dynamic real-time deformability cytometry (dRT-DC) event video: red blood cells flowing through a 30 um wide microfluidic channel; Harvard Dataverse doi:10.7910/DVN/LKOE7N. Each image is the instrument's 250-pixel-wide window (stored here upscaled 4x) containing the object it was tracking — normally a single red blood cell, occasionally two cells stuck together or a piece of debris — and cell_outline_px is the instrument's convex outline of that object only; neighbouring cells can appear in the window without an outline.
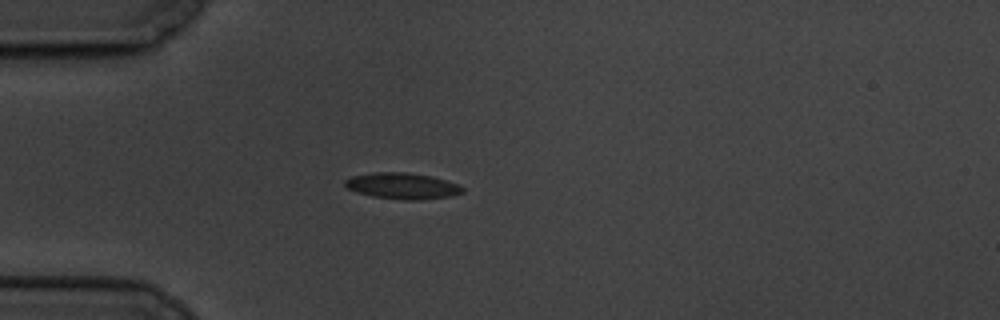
{"species": "common noctule bat (a hibernating species)", "species_latin": "Nyctalus noctula", "temperature_condition": "cold", "stored_images_in_passage": 6, "camera_frame_rate_fps": 3000, "um_per_image_px": 0.085, "animal": {"sex": "male", "body_mass_g": 19.5, "forearm_length_mm": 54.6}, "frame": {"image": 1, "passage_image": 5, "time_ms": 4.667, "image_size_px": [1000, 320], "cell_outline_px": [[464, 192], [452, 196], [420, 200], [404, 200], [372, 196], [356, 192], [348, 188], [344, 184], [344, 180], [352, 176], [372, 172], [408, 172], [432, 176], [460, 184], [464, 188]], "centroid_in_image_um": [34.23, 15.8], "position_along_channel_um": 50.8, "area_um2": 18.15}}